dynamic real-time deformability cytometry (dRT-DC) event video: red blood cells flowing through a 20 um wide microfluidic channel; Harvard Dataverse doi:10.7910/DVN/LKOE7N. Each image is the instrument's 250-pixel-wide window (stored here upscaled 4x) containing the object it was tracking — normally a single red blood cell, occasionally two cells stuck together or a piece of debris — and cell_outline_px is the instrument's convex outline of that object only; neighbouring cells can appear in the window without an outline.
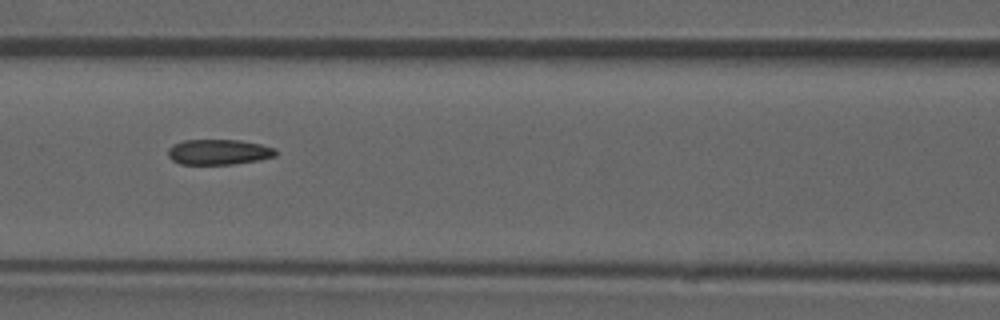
{"species": "common noctule bat (a hibernating species)", "species_latin": "Nyctalus noctula", "temperature_condition": "room temperature", "stored_images_in_passage": 52, "camera_frame_rate_fps": 3000, "um_per_image_px": 0.085, "animal": {"sex": "male", "forearm_length_mm": 52.5}, "frame": {"image": 1, "passage_image": 23, "time_ms": 7.333, "image_size_px": [1000, 320], "cell_outline_px": [[276, 156], [260, 160], [232, 164], [180, 164], [172, 160], [168, 156], [168, 148], [172, 144], [184, 140], [240, 140], [260, 144], [276, 148]], "centroid_in_image_um": [18.58, 12.92], "position_along_channel_um": 148.0, "area_um2": 16.01}, "authors_computed_cell_mechanics": {"area_um2": 16.6175, "velocity_mm_per_s": 3.9163, "shape_relaxation_time_tau1_ms": null, "shape_relaxation_time_tau2_ms": 2.5992, "deformation_change_tau1": null, "deformation_change_tau2": 0.0871}}